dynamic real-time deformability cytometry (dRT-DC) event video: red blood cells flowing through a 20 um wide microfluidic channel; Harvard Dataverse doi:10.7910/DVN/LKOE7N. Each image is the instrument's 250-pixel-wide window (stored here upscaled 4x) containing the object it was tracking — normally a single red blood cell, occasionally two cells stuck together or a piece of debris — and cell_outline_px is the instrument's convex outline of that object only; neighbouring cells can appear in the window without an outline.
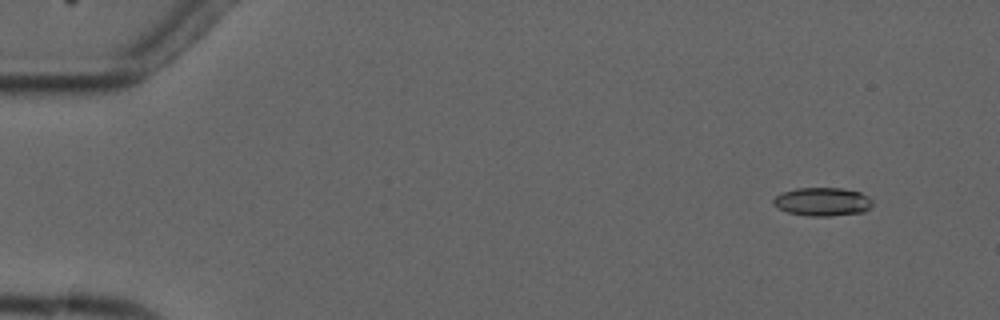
{"species": "common noctule bat (a hibernating species)", "species_latin": "Nyctalus noctula", "temperature_condition": "cold", "stored_images_in_passage": 5, "camera_frame_rate_fps": 3000, "um_per_image_px": 0.085, "animal": {"sex": "male", "forearm_length_mm": 52.5}, "frame": {"image": 1, "passage_image": 1, "time_ms": 0.0, "image_size_px": [1000, 320], "cell_outline_px": [[872, 204], [864, 212], [832, 216], [808, 216], [788, 212], [772, 204], [772, 200], [776, 196], [784, 192], [796, 188], [844, 188], [860, 192], [868, 196], [872, 200]], "centroid_in_image_um": [69.92, 17.14], "position_along_channel_um": 15.1, "area_um2": 16.42}}